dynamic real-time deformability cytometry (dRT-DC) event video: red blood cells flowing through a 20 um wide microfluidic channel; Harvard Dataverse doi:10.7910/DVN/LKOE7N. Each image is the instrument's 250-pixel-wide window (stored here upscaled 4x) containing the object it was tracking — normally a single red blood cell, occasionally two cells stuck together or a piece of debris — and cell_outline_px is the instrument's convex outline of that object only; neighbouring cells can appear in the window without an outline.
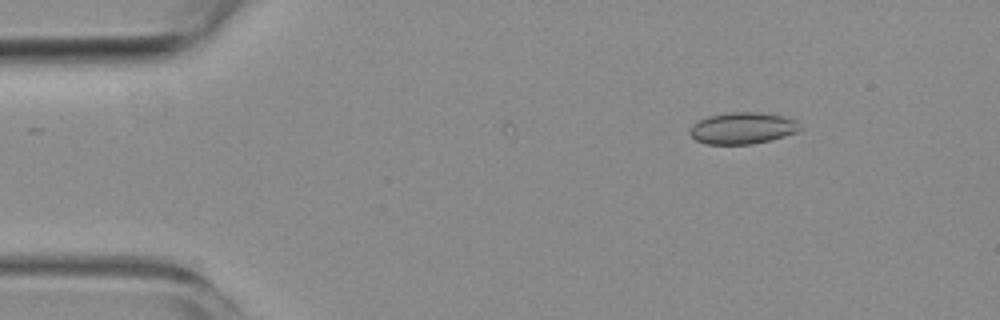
{"species": "common noctule bat (a hibernating species)", "species_latin": "Nyctalus noctula", "temperature_condition": "room temperature", "stored_images_in_passage": 6, "camera_frame_rate_fps": 3000, "um_per_image_px": 0.085, "animal": {"sex": "female", "body_mass_g": 19.3, "forearm_length_mm": 54.1}, "frame": {"image": 1, "passage_image": 3, "time_ms": 2.0, "image_size_px": [1000, 320], "cell_outline_px": [[800, 128], [796, 132], [784, 136], [752, 144], [704, 144], [696, 140], [688, 132], [692, 124], [708, 116], [728, 112], [760, 112], [788, 116], [796, 120]], "centroid_in_image_um": [63.1, 10.88], "position_along_channel_um": 21.9, "area_um2": 20.35}}